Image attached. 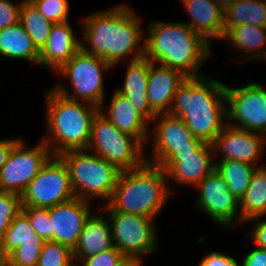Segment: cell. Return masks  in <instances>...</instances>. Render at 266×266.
Masks as SVG:
<instances>
[{
    "mask_svg": "<svg viewBox=\"0 0 266 266\" xmlns=\"http://www.w3.org/2000/svg\"><path fill=\"white\" fill-rule=\"evenodd\" d=\"M81 49L106 60L113 67L128 55L129 61L144 57L145 36L141 19L126 4L91 13L81 19ZM143 40V43H141Z\"/></svg>",
    "mask_w": 266,
    "mask_h": 266,
    "instance_id": "6da1fadb",
    "label": "cell"
},
{
    "mask_svg": "<svg viewBox=\"0 0 266 266\" xmlns=\"http://www.w3.org/2000/svg\"><path fill=\"white\" fill-rule=\"evenodd\" d=\"M226 84L207 75L187 77L168 114L180 117L195 138L212 144L227 125Z\"/></svg>",
    "mask_w": 266,
    "mask_h": 266,
    "instance_id": "7a4b0ae2",
    "label": "cell"
},
{
    "mask_svg": "<svg viewBox=\"0 0 266 266\" xmlns=\"http://www.w3.org/2000/svg\"><path fill=\"white\" fill-rule=\"evenodd\" d=\"M145 37V57L174 68L187 77L203 76L201 66L211 54V44L185 22L151 21Z\"/></svg>",
    "mask_w": 266,
    "mask_h": 266,
    "instance_id": "3957f363",
    "label": "cell"
},
{
    "mask_svg": "<svg viewBox=\"0 0 266 266\" xmlns=\"http://www.w3.org/2000/svg\"><path fill=\"white\" fill-rule=\"evenodd\" d=\"M159 165L145 162L133 170L121 171L112 197L100 211H117L156 219L174 190Z\"/></svg>",
    "mask_w": 266,
    "mask_h": 266,
    "instance_id": "277c9868",
    "label": "cell"
},
{
    "mask_svg": "<svg viewBox=\"0 0 266 266\" xmlns=\"http://www.w3.org/2000/svg\"><path fill=\"white\" fill-rule=\"evenodd\" d=\"M46 132L43 142L52 156L71 150H87L93 118L99 108L82 101L68 99L55 90L46 92Z\"/></svg>",
    "mask_w": 266,
    "mask_h": 266,
    "instance_id": "5b68a950",
    "label": "cell"
},
{
    "mask_svg": "<svg viewBox=\"0 0 266 266\" xmlns=\"http://www.w3.org/2000/svg\"><path fill=\"white\" fill-rule=\"evenodd\" d=\"M66 163L75 197L91 202L105 201L113 194L121 171L107 160L89 150H71L60 155Z\"/></svg>",
    "mask_w": 266,
    "mask_h": 266,
    "instance_id": "8992f818",
    "label": "cell"
},
{
    "mask_svg": "<svg viewBox=\"0 0 266 266\" xmlns=\"http://www.w3.org/2000/svg\"><path fill=\"white\" fill-rule=\"evenodd\" d=\"M111 68L114 67L106 60L80 49L56 71L63 77L67 76L72 92L59 82L52 89L68 99L87 102L99 108L106 98L104 73Z\"/></svg>",
    "mask_w": 266,
    "mask_h": 266,
    "instance_id": "52a82bcc",
    "label": "cell"
},
{
    "mask_svg": "<svg viewBox=\"0 0 266 266\" xmlns=\"http://www.w3.org/2000/svg\"><path fill=\"white\" fill-rule=\"evenodd\" d=\"M144 147L136 138L121 132L99 112L91 124L87 150L101 156L120 171L133 170L145 162Z\"/></svg>",
    "mask_w": 266,
    "mask_h": 266,
    "instance_id": "ba28073f",
    "label": "cell"
},
{
    "mask_svg": "<svg viewBox=\"0 0 266 266\" xmlns=\"http://www.w3.org/2000/svg\"><path fill=\"white\" fill-rule=\"evenodd\" d=\"M103 212L111 224L113 246L130 261L142 266V257L158 249L155 219L117 211Z\"/></svg>",
    "mask_w": 266,
    "mask_h": 266,
    "instance_id": "9c48e42d",
    "label": "cell"
},
{
    "mask_svg": "<svg viewBox=\"0 0 266 266\" xmlns=\"http://www.w3.org/2000/svg\"><path fill=\"white\" fill-rule=\"evenodd\" d=\"M75 198L70 173L60 156H51L21 194L22 207L49 208Z\"/></svg>",
    "mask_w": 266,
    "mask_h": 266,
    "instance_id": "30bf717a",
    "label": "cell"
},
{
    "mask_svg": "<svg viewBox=\"0 0 266 266\" xmlns=\"http://www.w3.org/2000/svg\"><path fill=\"white\" fill-rule=\"evenodd\" d=\"M227 124L259 133L266 137V87L248 81L246 85L230 88L226 85Z\"/></svg>",
    "mask_w": 266,
    "mask_h": 266,
    "instance_id": "8fae6325",
    "label": "cell"
},
{
    "mask_svg": "<svg viewBox=\"0 0 266 266\" xmlns=\"http://www.w3.org/2000/svg\"><path fill=\"white\" fill-rule=\"evenodd\" d=\"M151 123L148 141L152 148L149 154L145 152L148 163L161 166L173 153L198 149L204 143L194 137L178 116L157 114Z\"/></svg>",
    "mask_w": 266,
    "mask_h": 266,
    "instance_id": "7c38bea8",
    "label": "cell"
},
{
    "mask_svg": "<svg viewBox=\"0 0 266 266\" xmlns=\"http://www.w3.org/2000/svg\"><path fill=\"white\" fill-rule=\"evenodd\" d=\"M25 144L20 139L14 145L7 163L2 167L0 191L21 195L52 156L49 147L43 141L29 148H26Z\"/></svg>",
    "mask_w": 266,
    "mask_h": 266,
    "instance_id": "4fadbf2b",
    "label": "cell"
},
{
    "mask_svg": "<svg viewBox=\"0 0 266 266\" xmlns=\"http://www.w3.org/2000/svg\"><path fill=\"white\" fill-rule=\"evenodd\" d=\"M197 209L206 213L223 229L240 224V201L228 189L226 182L214 169L197 186Z\"/></svg>",
    "mask_w": 266,
    "mask_h": 266,
    "instance_id": "5bb4252c",
    "label": "cell"
},
{
    "mask_svg": "<svg viewBox=\"0 0 266 266\" xmlns=\"http://www.w3.org/2000/svg\"><path fill=\"white\" fill-rule=\"evenodd\" d=\"M213 146L203 143L198 149L177 151L161 167L177 185L196 187L215 169Z\"/></svg>",
    "mask_w": 266,
    "mask_h": 266,
    "instance_id": "9a60e30c",
    "label": "cell"
},
{
    "mask_svg": "<svg viewBox=\"0 0 266 266\" xmlns=\"http://www.w3.org/2000/svg\"><path fill=\"white\" fill-rule=\"evenodd\" d=\"M266 137L227 124L212 143L214 156L220 153V160L233 159L262 166L258 161L263 156Z\"/></svg>",
    "mask_w": 266,
    "mask_h": 266,
    "instance_id": "2e32d148",
    "label": "cell"
},
{
    "mask_svg": "<svg viewBox=\"0 0 266 266\" xmlns=\"http://www.w3.org/2000/svg\"><path fill=\"white\" fill-rule=\"evenodd\" d=\"M90 203L75 197L67 202L49 207V217L52 222L51 241L73 250L86 221L91 216Z\"/></svg>",
    "mask_w": 266,
    "mask_h": 266,
    "instance_id": "e0dca14e",
    "label": "cell"
},
{
    "mask_svg": "<svg viewBox=\"0 0 266 266\" xmlns=\"http://www.w3.org/2000/svg\"><path fill=\"white\" fill-rule=\"evenodd\" d=\"M81 49L69 21L53 24L44 47L39 51L38 65L56 72Z\"/></svg>",
    "mask_w": 266,
    "mask_h": 266,
    "instance_id": "ac0fdd59",
    "label": "cell"
},
{
    "mask_svg": "<svg viewBox=\"0 0 266 266\" xmlns=\"http://www.w3.org/2000/svg\"><path fill=\"white\" fill-rule=\"evenodd\" d=\"M104 106L105 103L99 107V113L117 129L136 138L143 146L149 142L150 124L127 97L115 90L111 103L106 108Z\"/></svg>",
    "mask_w": 266,
    "mask_h": 266,
    "instance_id": "d6986e66",
    "label": "cell"
},
{
    "mask_svg": "<svg viewBox=\"0 0 266 266\" xmlns=\"http://www.w3.org/2000/svg\"><path fill=\"white\" fill-rule=\"evenodd\" d=\"M187 76L180 70L152 63L149 68L148 101L157 114L168 113L178 87Z\"/></svg>",
    "mask_w": 266,
    "mask_h": 266,
    "instance_id": "ffe728a7",
    "label": "cell"
},
{
    "mask_svg": "<svg viewBox=\"0 0 266 266\" xmlns=\"http://www.w3.org/2000/svg\"><path fill=\"white\" fill-rule=\"evenodd\" d=\"M150 62L145 56L133 61H128L122 87L116 89L118 93L127 97L134 108L149 123L156 114L152 111L148 101V78Z\"/></svg>",
    "mask_w": 266,
    "mask_h": 266,
    "instance_id": "44dd1931",
    "label": "cell"
},
{
    "mask_svg": "<svg viewBox=\"0 0 266 266\" xmlns=\"http://www.w3.org/2000/svg\"><path fill=\"white\" fill-rule=\"evenodd\" d=\"M190 16L185 22L211 44V39L224 37V10L212 0H180Z\"/></svg>",
    "mask_w": 266,
    "mask_h": 266,
    "instance_id": "7402d4cb",
    "label": "cell"
},
{
    "mask_svg": "<svg viewBox=\"0 0 266 266\" xmlns=\"http://www.w3.org/2000/svg\"><path fill=\"white\" fill-rule=\"evenodd\" d=\"M106 217L100 213L91 214L88 218L73 249L76 262L80 263L84 258L100 254L113 247L111 224L108 216Z\"/></svg>",
    "mask_w": 266,
    "mask_h": 266,
    "instance_id": "603a6c76",
    "label": "cell"
},
{
    "mask_svg": "<svg viewBox=\"0 0 266 266\" xmlns=\"http://www.w3.org/2000/svg\"><path fill=\"white\" fill-rule=\"evenodd\" d=\"M224 41L231 42L230 47L242 51L247 58L240 62L251 59L266 60V27L252 24H240L231 27L225 34Z\"/></svg>",
    "mask_w": 266,
    "mask_h": 266,
    "instance_id": "cb8c5ba5",
    "label": "cell"
},
{
    "mask_svg": "<svg viewBox=\"0 0 266 266\" xmlns=\"http://www.w3.org/2000/svg\"><path fill=\"white\" fill-rule=\"evenodd\" d=\"M0 56L38 65L39 51L20 22L0 30Z\"/></svg>",
    "mask_w": 266,
    "mask_h": 266,
    "instance_id": "d4e9b609",
    "label": "cell"
},
{
    "mask_svg": "<svg viewBox=\"0 0 266 266\" xmlns=\"http://www.w3.org/2000/svg\"><path fill=\"white\" fill-rule=\"evenodd\" d=\"M266 216V166L256 167L250 186L240 200V224Z\"/></svg>",
    "mask_w": 266,
    "mask_h": 266,
    "instance_id": "484cf974",
    "label": "cell"
},
{
    "mask_svg": "<svg viewBox=\"0 0 266 266\" xmlns=\"http://www.w3.org/2000/svg\"><path fill=\"white\" fill-rule=\"evenodd\" d=\"M240 24L266 27V4L263 0H239L224 10V34Z\"/></svg>",
    "mask_w": 266,
    "mask_h": 266,
    "instance_id": "4316f807",
    "label": "cell"
},
{
    "mask_svg": "<svg viewBox=\"0 0 266 266\" xmlns=\"http://www.w3.org/2000/svg\"><path fill=\"white\" fill-rule=\"evenodd\" d=\"M215 169L226 182L229 191L240 201L250 186L256 167L233 159H216Z\"/></svg>",
    "mask_w": 266,
    "mask_h": 266,
    "instance_id": "83f0119b",
    "label": "cell"
},
{
    "mask_svg": "<svg viewBox=\"0 0 266 266\" xmlns=\"http://www.w3.org/2000/svg\"><path fill=\"white\" fill-rule=\"evenodd\" d=\"M19 22L32 39L34 46L40 51L49 37L53 23L44 18L31 1H23L20 8Z\"/></svg>",
    "mask_w": 266,
    "mask_h": 266,
    "instance_id": "f1b7e54d",
    "label": "cell"
},
{
    "mask_svg": "<svg viewBox=\"0 0 266 266\" xmlns=\"http://www.w3.org/2000/svg\"><path fill=\"white\" fill-rule=\"evenodd\" d=\"M45 242L34 232L29 218L21 211L10 223L9 228L3 234V245L6 257L23 243Z\"/></svg>",
    "mask_w": 266,
    "mask_h": 266,
    "instance_id": "f546056e",
    "label": "cell"
},
{
    "mask_svg": "<svg viewBox=\"0 0 266 266\" xmlns=\"http://www.w3.org/2000/svg\"><path fill=\"white\" fill-rule=\"evenodd\" d=\"M75 262L73 250L53 241H45L37 266H70Z\"/></svg>",
    "mask_w": 266,
    "mask_h": 266,
    "instance_id": "4dcf8cb0",
    "label": "cell"
},
{
    "mask_svg": "<svg viewBox=\"0 0 266 266\" xmlns=\"http://www.w3.org/2000/svg\"><path fill=\"white\" fill-rule=\"evenodd\" d=\"M44 242H28L12 251L3 266H37Z\"/></svg>",
    "mask_w": 266,
    "mask_h": 266,
    "instance_id": "1f68e13d",
    "label": "cell"
},
{
    "mask_svg": "<svg viewBox=\"0 0 266 266\" xmlns=\"http://www.w3.org/2000/svg\"><path fill=\"white\" fill-rule=\"evenodd\" d=\"M40 14L53 24L69 21V0H32Z\"/></svg>",
    "mask_w": 266,
    "mask_h": 266,
    "instance_id": "d6a6232c",
    "label": "cell"
},
{
    "mask_svg": "<svg viewBox=\"0 0 266 266\" xmlns=\"http://www.w3.org/2000/svg\"><path fill=\"white\" fill-rule=\"evenodd\" d=\"M21 210V195L14 192L0 191V233H5L12 220Z\"/></svg>",
    "mask_w": 266,
    "mask_h": 266,
    "instance_id": "836d02e7",
    "label": "cell"
},
{
    "mask_svg": "<svg viewBox=\"0 0 266 266\" xmlns=\"http://www.w3.org/2000/svg\"><path fill=\"white\" fill-rule=\"evenodd\" d=\"M30 220L34 232L44 241H51V220L48 208L22 207L21 210Z\"/></svg>",
    "mask_w": 266,
    "mask_h": 266,
    "instance_id": "e575fe53",
    "label": "cell"
},
{
    "mask_svg": "<svg viewBox=\"0 0 266 266\" xmlns=\"http://www.w3.org/2000/svg\"><path fill=\"white\" fill-rule=\"evenodd\" d=\"M129 259L120 252L115 246L111 249L96 254L94 256L84 258L81 266H124Z\"/></svg>",
    "mask_w": 266,
    "mask_h": 266,
    "instance_id": "d590c367",
    "label": "cell"
},
{
    "mask_svg": "<svg viewBox=\"0 0 266 266\" xmlns=\"http://www.w3.org/2000/svg\"><path fill=\"white\" fill-rule=\"evenodd\" d=\"M15 3L10 0H0V30L19 22L22 0Z\"/></svg>",
    "mask_w": 266,
    "mask_h": 266,
    "instance_id": "8d00e7d4",
    "label": "cell"
},
{
    "mask_svg": "<svg viewBox=\"0 0 266 266\" xmlns=\"http://www.w3.org/2000/svg\"><path fill=\"white\" fill-rule=\"evenodd\" d=\"M199 266H239V262L236 261L231 255L225 254L220 251H212L203 256Z\"/></svg>",
    "mask_w": 266,
    "mask_h": 266,
    "instance_id": "74e56055",
    "label": "cell"
},
{
    "mask_svg": "<svg viewBox=\"0 0 266 266\" xmlns=\"http://www.w3.org/2000/svg\"><path fill=\"white\" fill-rule=\"evenodd\" d=\"M252 221L254 226L247 235L255 246L266 249V219L259 216L252 218L247 222L249 223Z\"/></svg>",
    "mask_w": 266,
    "mask_h": 266,
    "instance_id": "f35d334b",
    "label": "cell"
},
{
    "mask_svg": "<svg viewBox=\"0 0 266 266\" xmlns=\"http://www.w3.org/2000/svg\"><path fill=\"white\" fill-rule=\"evenodd\" d=\"M242 258L239 266H266V249L256 246Z\"/></svg>",
    "mask_w": 266,
    "mask_h": 266,
    "instance_id": "ab89813d",
    "label": "cell"
},
{
    "mask_svg": "<svg viewBox=\"0 0 266 266\" xmlns=\"http://www.w3.org/2000/svg\"><path fill=\"white\" fill-rule=\"evenodd\" d=\"M21 138H4L0 139V171L2 167L7 163L9 156L14 148V145L20 140Z\"/></svg>",
    "mask_w": 266,
    "mask_h": 266,
    "instance_id": "60d3db41",
    "label": "cell"
},
{
    "mask_svg": "<svg viewBox=\"0 0 266 266\" xmlns=\"http://www.w3.org/2000/svg\"><path fill=\"white\" fill-rule=\"evenodd\" d=\"M217 3L223 10L227 9L229 6L235 4L239 0H212Z\"/></svg>",
    "mask_w": 266,
    "mask_h": 266,
    "instance_id": "b9f144b4",
    "label": "cell"
},
{
    "mask_svg": "<svg viewBox=\"0 0 266 266\" xmlns=\"http://www.w3.org/2000/svg\"><path fill=\"white\" fill-rule=\"evenodd\" d=\"M6 255L4 251V245H3V234L0 233V266H3L6 261Z\"/></svg>",
    "mask_w": 266,
    "mask_h": 266,
    "instance_id": "7bdbcfd3",
    "label": "cell"
},
{
    "mask_svg": "<svg viewBox=\"0 0 266 266\" xmlns=\"http://www.w3.org/2000/svg\"><path fill=\"white\" fill-rule=\"evenodd\" d=\"M124 266H139V265L136 262L129 260Z\"/></svg>",
    "mask_w": 266,
    "mask_h": 266,
    "instance_id": "ee69618b",
    "label": "cell"
},
{
    "mask_svg": "<svg viewBox=\"0 0 266 266\" xmlns=\"http://www.w3.org/2000/svg\"><path fill=\"white\" fill-rule=\"evenodd\" d=\"M70 266H81V265H80V263H79V262H76V261H75V262H74V263H72Z\"/></svg>",
    "mask_w": 266,
    "mask_h": 266,
    "instance_id": "f6af8a7d",
    "label": "cell"
}]
</instances>
